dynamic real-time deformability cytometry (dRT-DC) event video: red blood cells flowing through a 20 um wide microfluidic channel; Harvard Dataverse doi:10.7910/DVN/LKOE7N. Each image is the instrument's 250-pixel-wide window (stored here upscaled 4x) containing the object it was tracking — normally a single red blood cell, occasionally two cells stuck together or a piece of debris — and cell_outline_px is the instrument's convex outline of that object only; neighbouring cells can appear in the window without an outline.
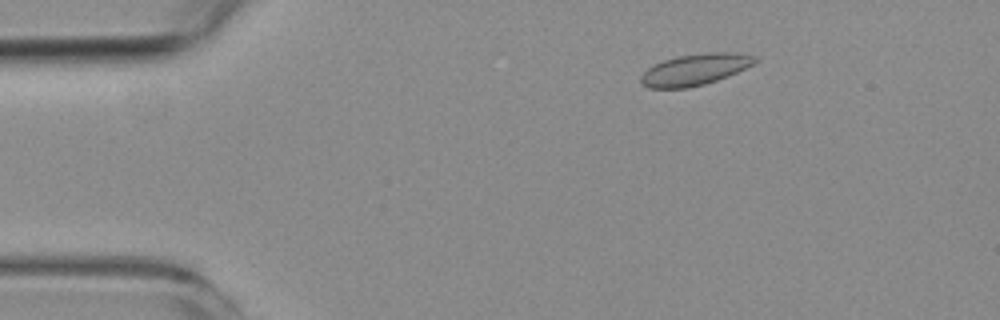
{"species": "common noctule bat (a hibernating species)", "species_latin": "Nyctalus noctula", "temperature_condition": "room temperature", "stored_images_in_passage": 5, "camera_frame_rate_fps": 3000, "um_per_image_px": 0.085, "animal": {"sex": "female", "body_mass_g": 19.3, "forearm_length_mm": 54.1}, "frame": {"image": 1, "passage_image": 3, "time_ms": 2.333, "image_size_px": [1000, 320], "cell_outline_px": [[760, 60], [728, 76], [704, 84], [688, 88], [648, 88], [640, 84], [640, 76], [648, 68], [664, 60], [676, 56], [704, 52], [740, 52], [756, 56]], "centroid_in_image_um": [59.08, 5.9], "position_along_channel_um": 25.9, "area_um2": 20.98}}